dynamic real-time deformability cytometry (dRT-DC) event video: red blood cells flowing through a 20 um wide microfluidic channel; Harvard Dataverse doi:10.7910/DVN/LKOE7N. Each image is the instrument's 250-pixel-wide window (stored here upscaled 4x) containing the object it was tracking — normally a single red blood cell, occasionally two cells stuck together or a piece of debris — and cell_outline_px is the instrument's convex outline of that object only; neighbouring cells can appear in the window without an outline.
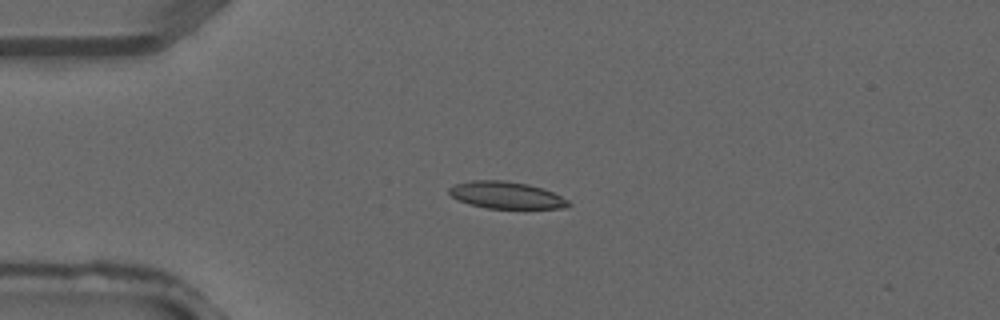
{"species": "common noctule bat (a hibernating species)", "species_latin": "Nyctalus noctula", "temperature_condition": "warm", "stored_images_in_passage": 2, "camera_frame_rate_fps": 3000, "um_per_image_px": 0.085, "animal": {"sex": "male", "forearm_length_mm": 52.5}, "frame": {"image": 1, "passage_image": 2, "time_ms": 0.333, "image_size_px": [1000, 320], "cell_outline_px": [[572, 204], [568, 208], [488, 208], [468, 204], [452, 196], [448, 192], [448, 188], [456, 184], [472, 180], [504, 180], [528, 184], [544, 188], [568, 200]], "centroid_in_image_um": [43.05, 16.58], "position_along_channel_um": 42.0, "area_um2": 18.73}}